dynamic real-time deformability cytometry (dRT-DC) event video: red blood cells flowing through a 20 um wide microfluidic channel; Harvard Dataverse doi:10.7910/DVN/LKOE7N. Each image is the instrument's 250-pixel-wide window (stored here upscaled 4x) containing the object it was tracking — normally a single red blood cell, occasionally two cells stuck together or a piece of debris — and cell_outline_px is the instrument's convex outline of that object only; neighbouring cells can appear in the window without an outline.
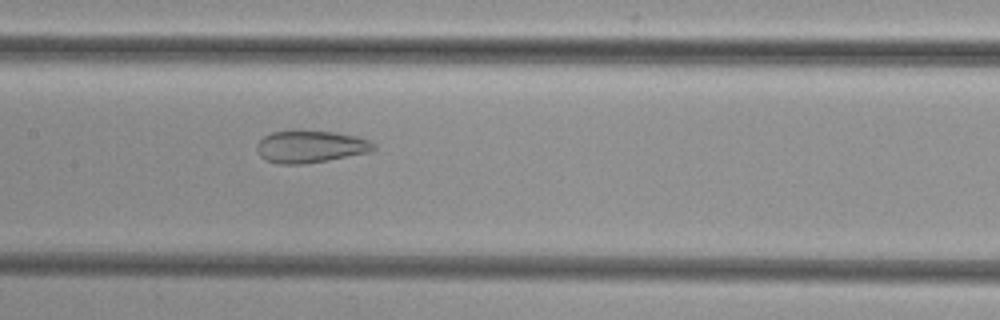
{"species": "common noctule bat (a hibernating species)", "species_latin": "Nyctalus noctula", "temperature_condition": "cold", "stored_images_in_passage": 31, "camera_frame_rate_fps": 3000, "um_per_image_px": 0.085, "animal": {"sex": "female", "body_mass_g": 29.2, "forearm_length_mm": 56.3}, "frame": {"image": 1, "passage_image": 12, "time_ms": 3.667, "image_size_px": [1000, 320], "cell_outline_px": [[376, 148], [372, 152], [328, 160], [300, 164], [280, 164], [264, 160], [260, 156], [256, 148], [256, 144], [264, 136], [272, 132], [296, 128], [300, 128], [336, 132], [356, 136], [368, 140], [376, 144]], "centroid_in_image_um": [26.38, 12.43], "position_along_channel_um": 181.0, "area_um2": 22.66}}
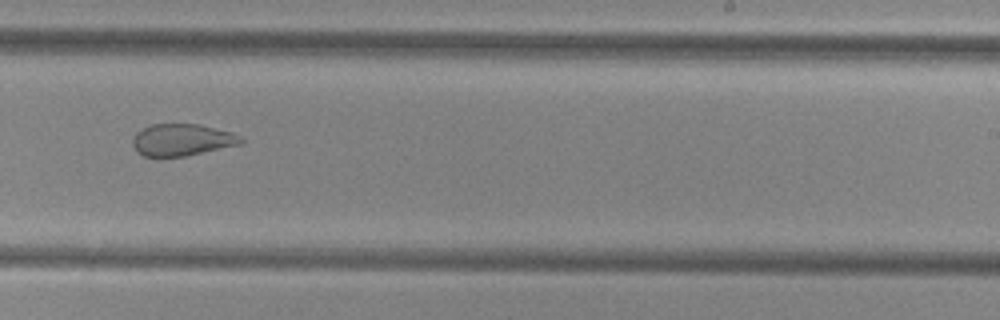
{"frame": {"image": 2, "passage_image": 19, "time_ms": 6.0, "image_size_px": [1000, 320], "cell_outline_px": [[244, 140], [240, 144], [184, 156], [144, 156], [136, 152], [132, 144], [132, 136], [136, 132], [152, 124], [200, 124], [232, 132], [244, 136]], "centroid_in_image_um": [15.47, 11.87], "position_along_channel_um": 273.5, "area_um2": 20.17}}
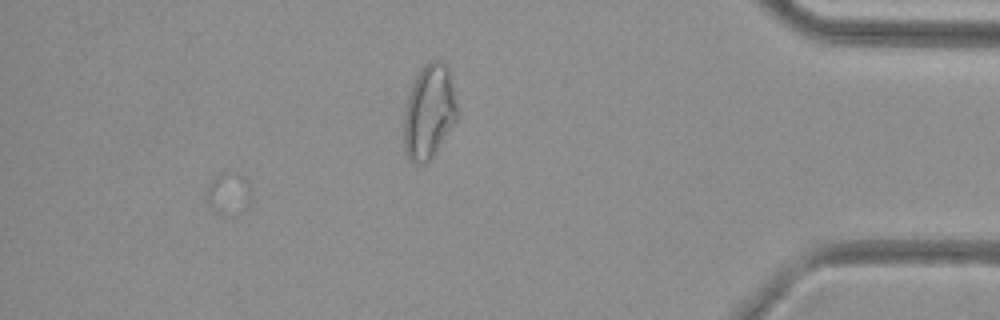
{"frame": {"image": 3, "passage_image": 31, "time_ms": 10.0, "image_size_px": [1000, 320], "cell_outline_px": [[456, 120], [432, 156], [424, 164], [416, 164], [408, 156], [404, 148], [404, 116], [408, 96], [416, 76], [424, 64], [428, 60], [440, 60], [448, 68], [452, 80], [456, 100]], "centroid_in_image_um": [36.46, 9.46], "position_along_channel_um": 398.7, "area_um2": 28.78}}